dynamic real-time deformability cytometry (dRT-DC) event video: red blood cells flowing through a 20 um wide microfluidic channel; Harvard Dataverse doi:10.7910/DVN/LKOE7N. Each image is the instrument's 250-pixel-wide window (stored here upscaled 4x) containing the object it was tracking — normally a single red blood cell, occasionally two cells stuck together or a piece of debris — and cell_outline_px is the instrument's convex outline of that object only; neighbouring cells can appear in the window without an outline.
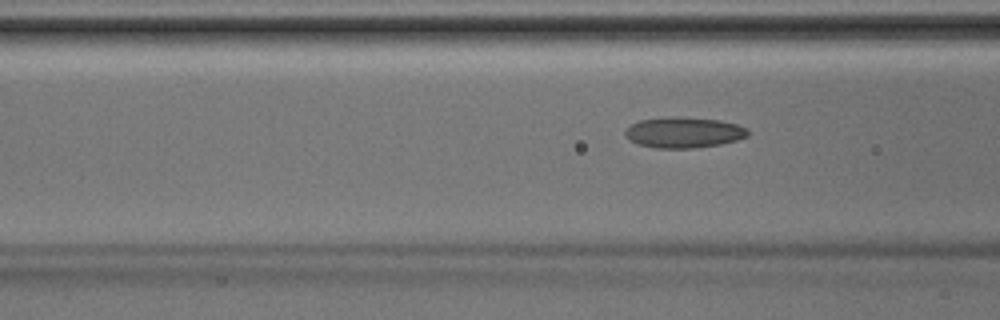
{"species": "Egyptian fruit bat (a non-hibernating species)", "species_latin": "Rousettus aegyptiacus", "temperature_condition": "room temperature", "stored_images_in_passage": 3, "camera_frame_rate_fps": 3000, "um_per_image_px": 0.085, "animal": {"sex": "male"}, "frame": {"image": 1, "passage_image": 3, "time_ms": 0.667, "image_size_px": [1000, 320], "cell_outline_px": [[748, 136], [736, 140], [720, 144], [692, 148], [656, 148], [640, 144], [628, 140], [624, 136], [624, 132], [632, 124], [640, 120], [720, 120], [736, 124], [748, 128]], "centroid_in_image_um": [58.14, 11.32], "position_along_channel_um": 108.5, "area_um2": 20.75}}